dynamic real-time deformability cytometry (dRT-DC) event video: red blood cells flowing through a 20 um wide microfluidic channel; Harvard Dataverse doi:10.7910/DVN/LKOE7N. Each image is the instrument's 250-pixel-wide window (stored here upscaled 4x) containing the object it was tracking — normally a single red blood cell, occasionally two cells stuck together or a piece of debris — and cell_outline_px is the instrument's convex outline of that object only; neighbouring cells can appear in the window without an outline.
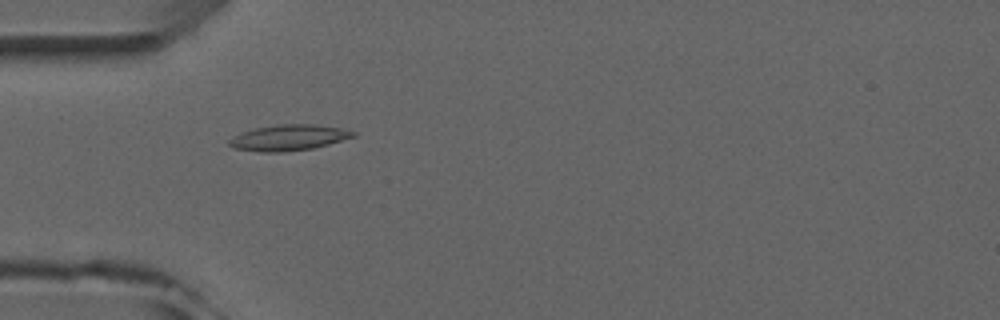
{"species": "common noctule bat (a hibernating species)", "species_latin": "Nyctalus noctula", "temperature_condition": "room temperature", "stored_images_in_passage": 6, "camera_frame_rate_fps": 3000, "um_per_image_px": 0.085, "animal": {"sex": "male", "forearm_length_mm": 52.5}, "frame": {"image": 1, "passage_image": 5, "time_ms": 4.667, "image_size_px": [1000, 320], "cell_outline_px": [[356, 136], [328, 144], [312, 148], [280, 152], [260, 152], [232, 148], [228, 144], [228, 140], [232, 136], [256, 128], [276, 124], [312, 124], [340, 128], [356, 132]], "centroid_in_image_um": [24.5, 11.7], "position_along_channel_um": 60.5, "area_um2": 18.55}}
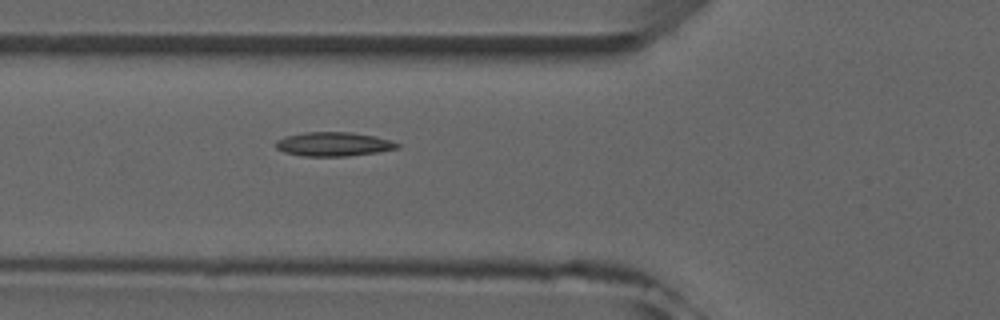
{"frame": {"image": 2, "passage_image": 6, "time_ms": 5.667, "image_size_px": [1000, 320], "cell_outline_px": [[400, 148], [376, 152], [348, 156], [304, 156], [284, 152], [276, 148], [276, 140], [284, 136], [304, 132], [352, 132], [372, 136], [388, 140], [400, 144]], "centroid_in_image_um": [28.31, 12.25], "position_along_channel_um": 97.5, "area_um2": 16.94}}